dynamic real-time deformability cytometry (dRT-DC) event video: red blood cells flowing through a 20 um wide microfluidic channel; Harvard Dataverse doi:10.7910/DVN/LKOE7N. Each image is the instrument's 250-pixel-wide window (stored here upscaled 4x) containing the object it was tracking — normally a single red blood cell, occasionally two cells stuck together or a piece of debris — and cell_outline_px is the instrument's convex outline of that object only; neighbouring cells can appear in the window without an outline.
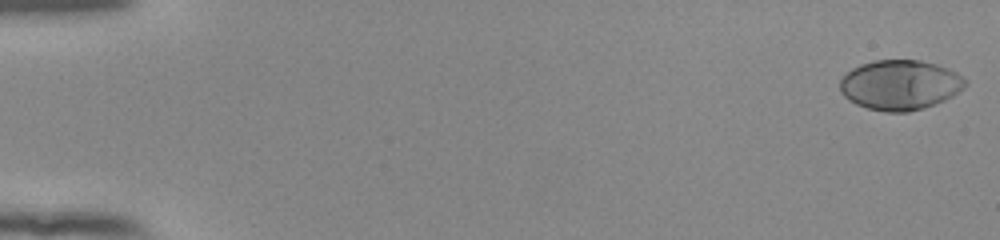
{"species": "human", "species_latin": "Homo sapiens", "temperature_condition": "room temperature", "stored_images_in_passage": 54, "camera_frame_rate_fps": 3000, "um_per_image_px": 0.085, "donor": {"sex": "female"}, "frame": {"image": 1, "passage_image": 1, "time_ms": 0.0, "image_size_px": [1000, 240], "cell_outline_px": [[968, 84], [964, 88], [952, 96], [944, 100], [924, 108], [908, 112], [884, 112], [868, 108], [856, 104], [848, 100], [840, 92], [840, 80], [852, 68], [860, 64], [876, 60], [920, 60], [936, 64], [948, 68], [956, 72], [968, 80]], "centroid_in_image_um": [76.52, 7.22], "position_along_channel_um": 8.5, "area_um2": 36.65}}
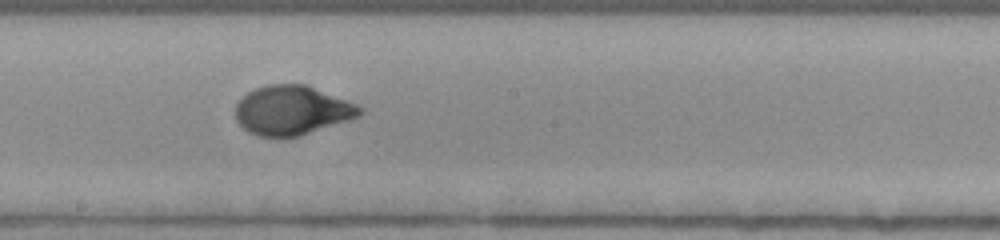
{"frame": {"image": 2, "passage_image": 31, "time_ms": 10.0, "image_size_px": [1000, 240], "cell_outline_px": [[364, 112], [360, 116], [348, 120], [296, 136], [260, 136], [248, 132], [236, 120], [236, 104], [248, 92], [256, 88], [268, 84], [308, 84], [356, 104], [364, 108]], "centroid_in_image_um": [24.84, 9.35], "position_along_channel_um": 223.4, "area_um2": 35.37}}
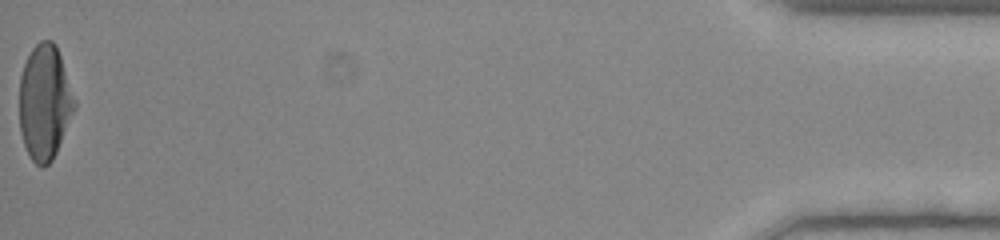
{"frame": {"image": 3, "passage_image": 54, "time_ms": 17.667, "image_size_px": [1000, 240], "cell_outline_px": [[76, 108], [56, 152], [52, 160], [44, 168], [40, 168], [28, 156], [20, 132], [20, 76], [24, 64], [32, 48], [40, 40], [52, 40], [56, 44], [76, 100]], "centroid_in_image_um": [3.8, 8.71], "position_along_channel_um": 431.4, "area_um2": 37.11}, "authors_computed_cell_mechanics": {"area_um2": 35.7204, "velocity_mm_per_s": 3.8917, "shape_relaxation_time_tau1_ms": 4.2348, "shape_relaxation_time_tau2_ms": null, "deformation_change_tau1": 0.242, "deformation_change_tau2": null}}